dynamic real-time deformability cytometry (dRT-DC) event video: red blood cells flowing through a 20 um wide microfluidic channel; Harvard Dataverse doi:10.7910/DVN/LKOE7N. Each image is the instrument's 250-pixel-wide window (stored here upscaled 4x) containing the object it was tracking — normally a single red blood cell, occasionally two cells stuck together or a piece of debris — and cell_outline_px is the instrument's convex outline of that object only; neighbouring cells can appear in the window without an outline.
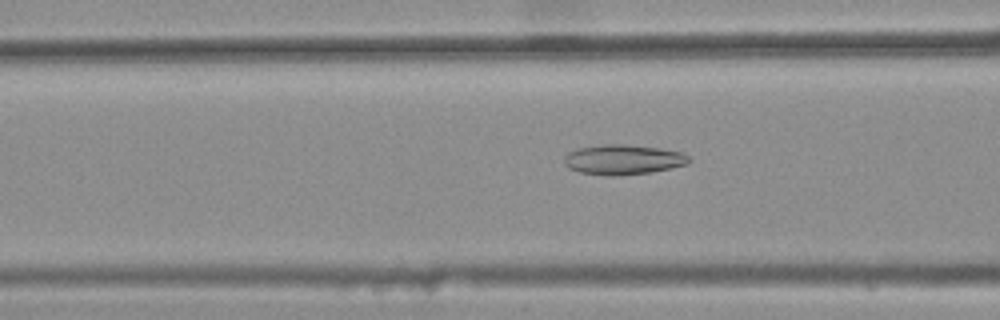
{"species": "common noctule bat (a hibernating species)", "species_latin": "Nyctalus noctula", "temperature_condition": "warm", "stored_images_in_passage": 46, "camera_frame_rate_fps": 3000, "um_per_image_px": 0.085, "animal": {"sex": "female", "body_mass_g": 25.1}, "frame": {"image": 1, "passage_image": 20, "time_ms": 6.333, "image_size_px": [1000, 320], "cell_outline_px": [[692, 160], [688, 164], [672, 168], [652, 172], [616, 176], [612, 176], [580, 172], [568, 168], [564, 164], [564, 156], [568, 152], [576, 148], [604, 144], [620, 144], [660, 148], [680, 152], [688, 156]], "centroid_in_image_um": [52.95, 13.57], "position_along_channel_um": 113.6, "area_um2": 21.91}}
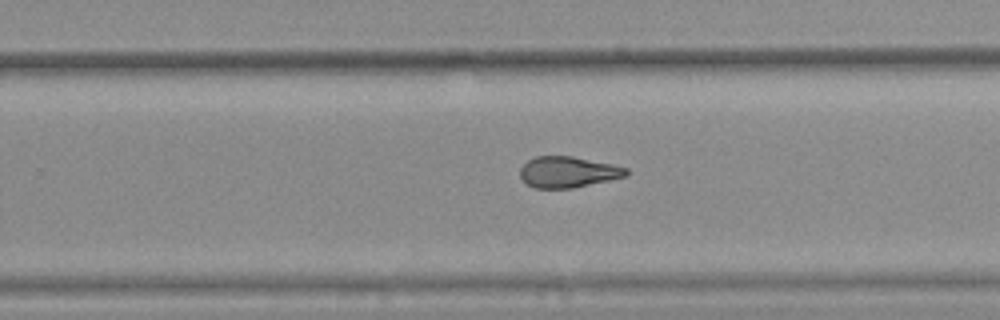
{"frame": {"image": 2, "passage_image": 33, "time_ms": 10.667, "image_size_px": [1000, 320], "cell_outline_px": [[628, 176], [572, 188], [532, 188], [520, 176], [520, 168], [528, 160], [536, 156], [572, 156], [612, 164], [628, 168]], "centroid_in_image_um": [48.29, 14.62], "position_along_channel_um": 281.5, "area_um2": 19.13}}
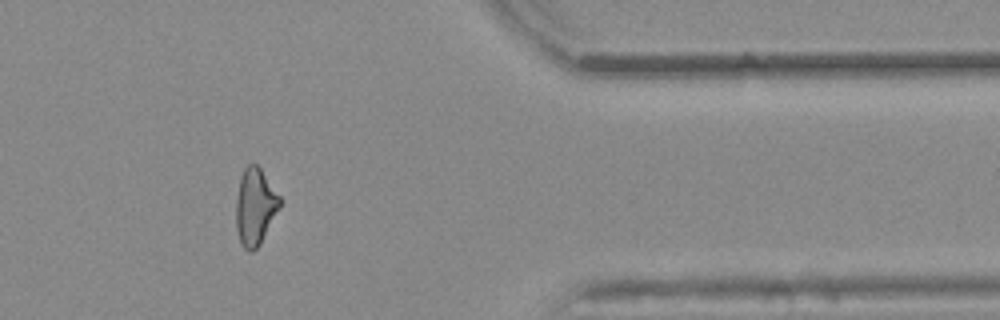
{"frame": {"image": 3, "passage_image": 43, "time_ms": 14.0, "image_size_px": [1000, 320], "cell_outline_px": [[284, 200], [280, 208], [260, 244], [252, 252], [248, 252], [240, 244], [236, 228], [236, 200], [240, 176], [244, 168], [248, 164], [256, 164], [260, 168]], "centroid_in_image_um": [21.7, 17.57], "position_along_channel_um": 389.7, "area_um2": 19.94}, "authors_computed_cell_mechanics": {"area_um2": 20.23, "velocity_mm_per_s": 3.8854, "shape_relaxation_time_tau1_ms": null, "shape_relaxation_time_tau2_ms": 3.2115, "deformation_change_tau1": null, "deformation_change_tau2": 0.1176}}